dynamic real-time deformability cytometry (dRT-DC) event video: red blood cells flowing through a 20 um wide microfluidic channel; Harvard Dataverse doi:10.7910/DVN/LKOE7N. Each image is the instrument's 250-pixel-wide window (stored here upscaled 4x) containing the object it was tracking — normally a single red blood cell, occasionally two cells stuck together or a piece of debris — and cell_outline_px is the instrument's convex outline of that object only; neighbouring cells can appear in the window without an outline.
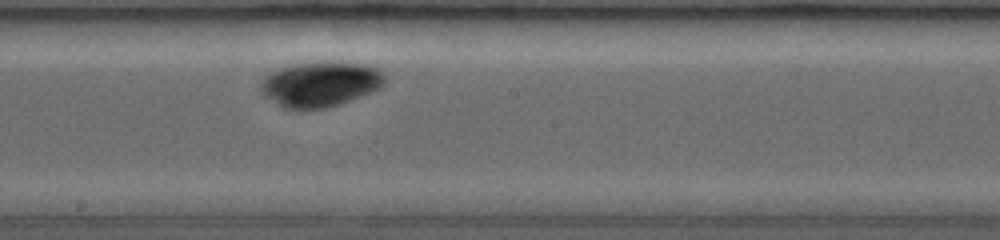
{"species": "common noctule bat (a hibernating species)", "species_latin": "Nyctalus noctula", "temperature_condition": "room temperature", "stored_images_in_passage": 37, "camera_frame_rate_fps": 3500, "um_per_image_px": 0.085, "animal": {"sex": "female", "body_mass_g": 19.0, "forearm_length_mm": 53.3}, "frame": {"image": 1, "passage_image": 17, "time_ms": 4.571, "image_size_px": [1000, 240], "cell_outline_px": [[384, 84], [380, 88], [348, 100], [336, 104], [320, 108], [288, 108], [280, 104], [268, 96], [260, 88], [260, 84], [264, 76], [280, 68], [292, 64], [320, 60], [328, 60], [360, 64], [376, 68], [384, 76]], "centroid_in_image_um": [27.22, 7.09], "position_along_channel_um": 221.0, "area_um2": 31.91}}